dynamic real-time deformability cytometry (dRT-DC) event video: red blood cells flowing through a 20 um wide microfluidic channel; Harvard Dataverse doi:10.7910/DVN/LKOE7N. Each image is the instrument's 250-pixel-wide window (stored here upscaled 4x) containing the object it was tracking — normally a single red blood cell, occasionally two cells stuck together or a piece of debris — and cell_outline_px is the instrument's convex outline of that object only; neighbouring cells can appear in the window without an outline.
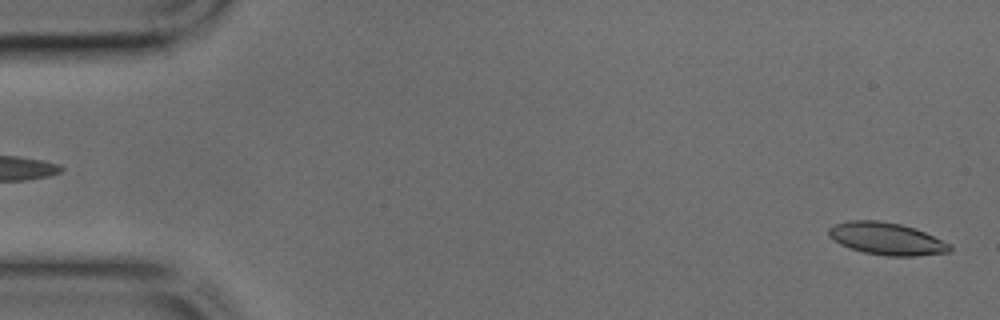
{"species": "common noctule bat (a hibernating species)", "species_latin": "Nyctalus noctula", "temperature_condition": "cold", "stored_images_in_passage": 44, "camera_frame_rate_fps": 3000, "um_per_image_px": 0.085, "animal": {"sex": "male", "body_mass_g": 17.9, "forearm_length_mm": 54.2}, "frame": {"image": 1, "passage_image": 1, "time_ms": 0.0, "image_size_px": [1000, 320], "cell_outline_px": [[952, 248], [948, 252], [916, 256], [888, 256], [864, 252], [840, 244], [828, 236], [828, 228], [836, 224], [848, 220], [876, 220], [900, 224], [916, 228], [952, 244]], "centroid_in_image_um": [75.38, 20.28], "position_along_channel_um": 9.6, "area_um2": 22.77}}
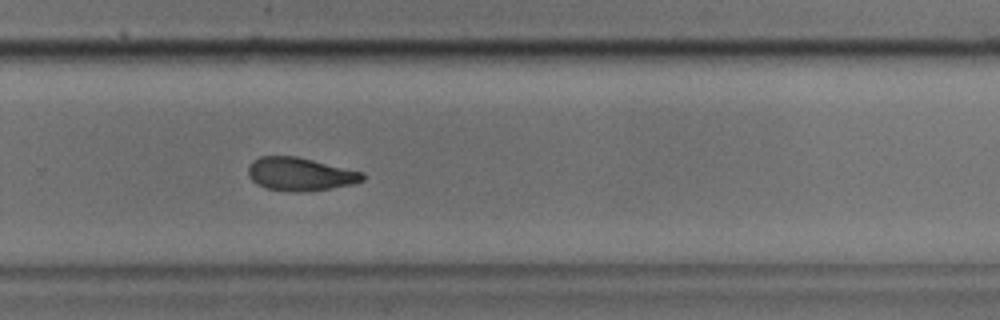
{"frame": {"image": 2, "passage_image": 29, "time_ms": 9.333, "image_size_px": [1000, 320], "cell_outline_px": [[364, 180], [352, 184], [332, 188], [296, 192], [268, 188], [256, 184], [248, 176], [248, 168], [252, 160], [260, 156], [296, 156], [364, 172]], "centroid_in_image_um": [25.5, 14.79], "position_along_channel_um": 304.3, "area_um2": 22.02}}
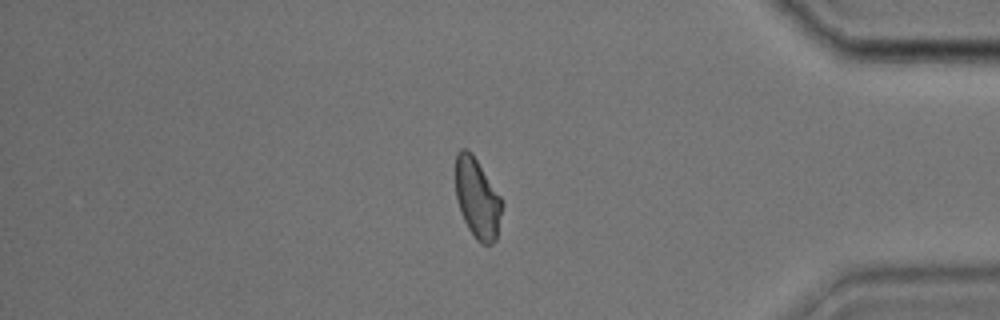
{"frame": {"image": 3, "passage_image": 37, "time_ms": 12.0, "image_size_px": [1000, 320], "cell_outline_px": [[504, 204], [496, 240], [492, 244], [480, 244], [476, 240], [468, 228], [460, 212], [456, 200], [456, 152], [460, 148], [468, 148], [472, 152], [504, 200]], "centroid_in_image_um": [40.59, 16.85], "position_along_channel_um": 394.6, "area_um2": 22.25}}